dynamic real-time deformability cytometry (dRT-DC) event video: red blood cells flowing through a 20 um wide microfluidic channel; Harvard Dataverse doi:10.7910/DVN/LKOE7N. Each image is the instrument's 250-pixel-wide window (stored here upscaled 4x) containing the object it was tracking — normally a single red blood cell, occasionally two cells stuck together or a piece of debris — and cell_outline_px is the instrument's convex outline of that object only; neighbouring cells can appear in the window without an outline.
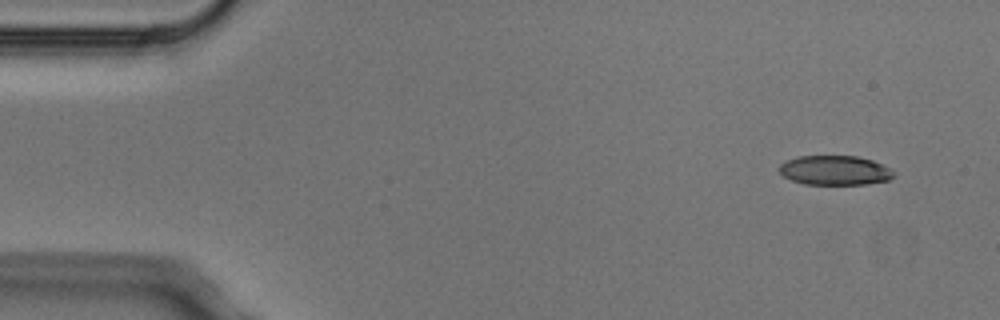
{"species": "Egyptian fruit bat (a non-hibernating species)", "species_latin": "Rousettus aegyptiacus", "temperature_condition": "cold", "stored_images_in_passage": 4, "camera_frame_rate_fps": 3000, "um_per_image_px": 0.085, "animal": {"sex": "male"}, "frame": {"image": 1, "passage_image": 1, "time_ms": 0.0, "image_size_px": [1000, 320], "cell_outline_px": [[896, 172], [888, 180], [864, 184], [804, 184], [792, 180], [784, 176], [780, 172], [780, 164], [796, 156], [856, 156], [872, 160]], "centroid_in_image_um": [70.95, 14.47], "position_along_channel_um": 14.1, "area_um2": 19.42}}
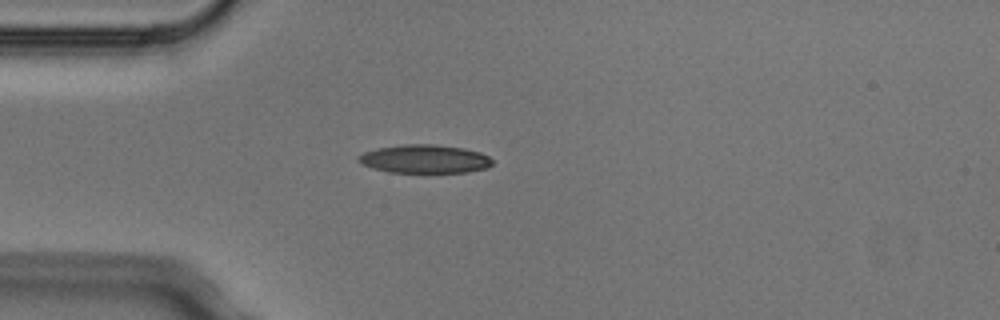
{"frame": {"image": 2, "passage_image": 4, "time_ms": 1.0, "image_size_px": [1000, 320], "cell_outline_px": [[492, 164], [488, 168], [468, 172], [388, 172], [372, 168], [356, 160], [364, 152], [376, 148], [404, 144], [436, 144], [464, 148], [480, 152], [488, 156], [492, 160]], "centroid_in_image_um": [36.12, 13.5], "position_along_channel_um": 48.9, "area_um2": 22.2}}